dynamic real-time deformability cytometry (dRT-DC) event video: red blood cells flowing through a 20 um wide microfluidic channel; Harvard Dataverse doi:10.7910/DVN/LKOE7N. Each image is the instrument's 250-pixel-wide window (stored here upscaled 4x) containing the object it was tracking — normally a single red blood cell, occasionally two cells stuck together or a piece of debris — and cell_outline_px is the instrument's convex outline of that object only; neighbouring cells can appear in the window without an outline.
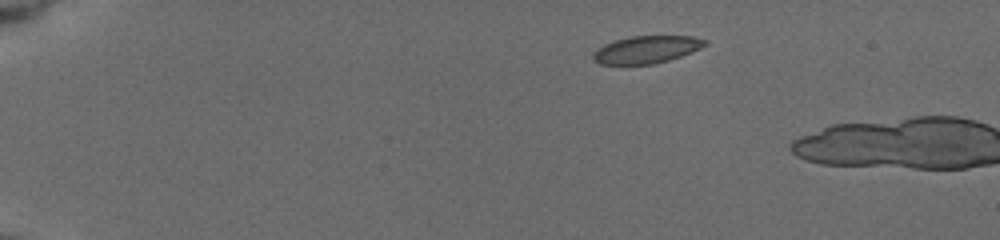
{"species": "common noctule bat (a hibernating species)", "species_latin": "Nyctalus noctula", "temperature_condition": "cold", "stored_images_in_passage": 6, "camera_frame_rate_fps": 3000, "um_per_image_px": 0.085, "animal": {"sex": "female", "body_mass_g": 19.5, "forearm_length_mm": 54.1}, "frame": {"image": 1, "passage_image": 2, "time_ms": 0.333, "image_size_px": [1000, 240], "cell_outline_px": [[708, 44], [700, 48], [680, 56], [668, 60], [652, 64], [600, 64], [592, 60], [592, 52], [596, 48], [604, 44], [616, 40], [632, 36], [692, 36], [708, 40]], "centroid_in_image_um": [54.92, 4.21], "position_along_channel_um": 30.1, "area_um2": 17.86}}